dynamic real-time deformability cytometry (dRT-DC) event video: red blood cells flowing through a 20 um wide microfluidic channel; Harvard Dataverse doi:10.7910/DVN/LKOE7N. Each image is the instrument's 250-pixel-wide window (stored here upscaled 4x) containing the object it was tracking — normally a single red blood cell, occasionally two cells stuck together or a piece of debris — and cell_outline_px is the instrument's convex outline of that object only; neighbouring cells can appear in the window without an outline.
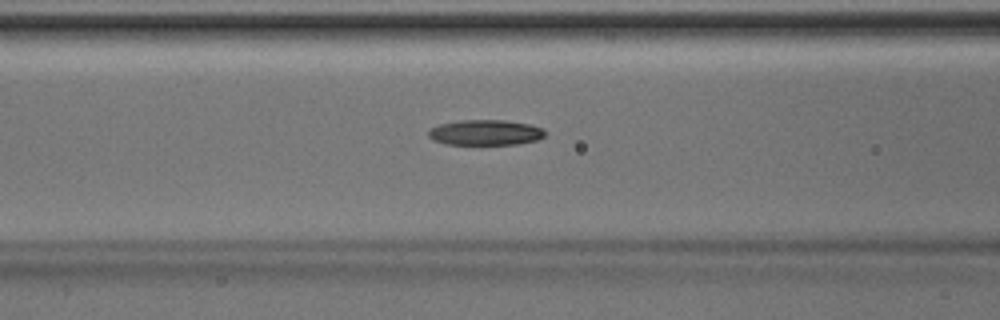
{"species": "Egyptian fruit bat (a non-hibernating species)", "species_latin": "Rousettus aegyptiacus", "temperature_condition": "room temperature", "stored_images_in_passage": 38, "camera_frame_rate_fps": 3000, "um_per_image_px": 0.085, "animal": {"sex": "male"}, "frame": {"image": 1, "passage_image": 10, "time_ms": 3.0, "image_size_px": [1000, 320], "cell_outline_px": [[544, 136], [536, 140], [520, 144], [444, 144], [432, 140], [428, 136], [428, 128], [440, 124], [460, 120], [504, 120], [528, 124], [544, 128]], "centroid_in_image_um": [41.22, 11.26], "position_along_channel_um": 125.4, "area_um2": 17.34}}
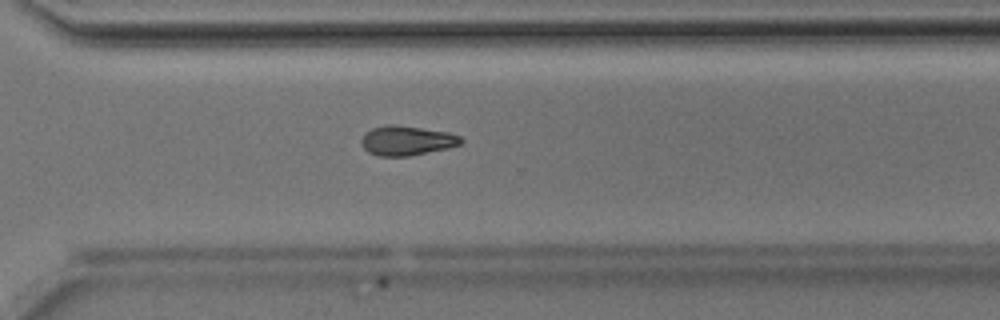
{"frame": {"image": 2, "passage_image": 25, "time_ms": 8.0, "image_size_px": [1000, 320], "cell_outline_px": [[464, 140], [460, 144], [448, 148], [408, 156], [376, 156], [368, 152], [360, 144], [360, 140], [364, 132], [372, 128], [388, 124], [396, 124], [448, 132], [460, 136]], "centroid_in_image_um": [34.53, 11.94], "position_along_channel_um": 336.1, "area_um2": 17.34}}
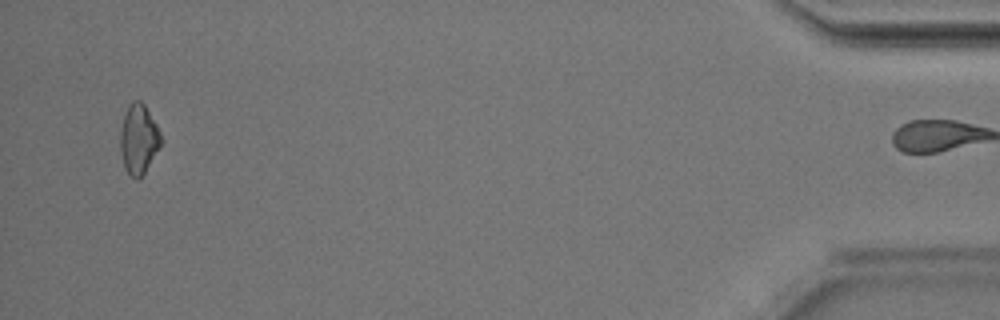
{"frame": {"image": 3, "passage_image": 37, "time_ms": 12.0, "image_size_px": [1000, 320], "cell_outline_px": [[160, 148], [140, 180], [136, 180], [128, 172], [124, 164], [120, 148], [120, 132], [124, 116], [128, 104], [132, 100], [140, 100], [144, 104], [156, 124], [160, 132]], "centroid_in_image_um": [11.78, 11.83], "position_along_channel_um": 423.4, "area_um2": 16.42}, "authors_computed_cell_mechanics": {"area_um2": 17.2822, "velocity_mm_per_s": 4.2205, "shape_relaxation_time_tau1_ms": 3.3141, "shape_relaxation_time_tau2_ms": null, "deformation_change_tau1": 0.1079, "deformation_change_tau2": null}}